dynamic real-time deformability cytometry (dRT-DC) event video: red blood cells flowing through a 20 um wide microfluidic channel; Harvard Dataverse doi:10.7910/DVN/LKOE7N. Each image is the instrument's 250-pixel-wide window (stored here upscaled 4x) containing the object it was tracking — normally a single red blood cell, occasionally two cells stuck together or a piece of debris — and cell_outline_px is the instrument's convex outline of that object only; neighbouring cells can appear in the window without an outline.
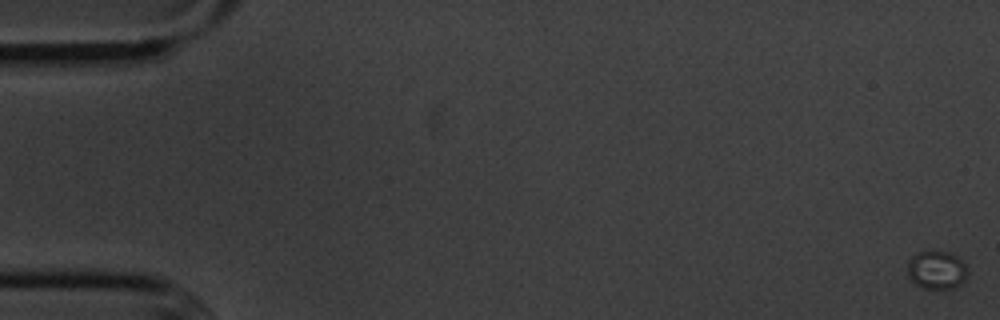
{"species": "common noctule bat (a hibernating species)", "species_latin": "Nyctalus noctula", "temperature_condition": "cold", "stored_images_in_passage": 5, "camera_frame_rate_fps": 3000, "um_per_image_px": 0.085, "animal": {"sex": "male", "body_mass_g": 20.1, "forearm_length_mm": 53.5}, "frame": {"image": 1, "passage_image": 5, "time_ms": 4.667, "image_size_px": [1000, 320], "cell_outline_px": [[968, 276], [960, 284], [952, 288], [924, 288], [916, 284], [908, 276], [908, 260], [912, 256], [920, 252], [948, 252], [956, 256], [964, 264], [968, 272]], "centroid_in_image_um": [79.62, 22.96], "position_along_channel_um": 5.4, "area_um2": 13.12}}